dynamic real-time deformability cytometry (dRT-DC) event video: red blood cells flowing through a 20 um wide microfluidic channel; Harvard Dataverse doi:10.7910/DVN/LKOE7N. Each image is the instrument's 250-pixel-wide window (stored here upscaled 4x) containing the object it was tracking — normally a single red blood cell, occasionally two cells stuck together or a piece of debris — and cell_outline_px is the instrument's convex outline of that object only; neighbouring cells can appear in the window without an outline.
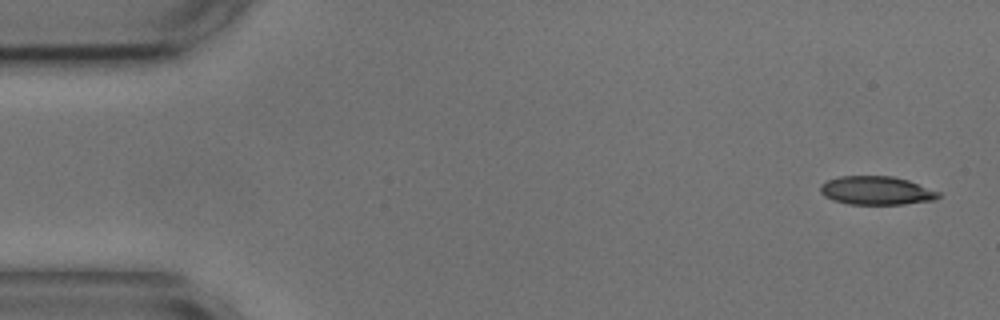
{"species": "common noctule bat (a hibernating species)", "species_latin": "Nyctalus noctula", "temperature_condition": "cold", "stored_images_in_passage": 4, "camera_frame_rate_fps": 3000, "um_per_image_px": 0.085, "animal": {"sex": "male", "body_mass_g": 17.9, "forearm_length_mm": 54.2}, "frame": {"image": 1, "passage_image": 1, "time_ms": 0.0, "image_size_px": [1000, 320], "cell_outline_px": [[940, 196], [936, 200], [904, 204], [848, 204], [832, 200], [824, 196], [820, 192], [820, 184], [828, 180], [840, 176], [892, 176], [908, 180], [940, 192]], "centroid_in_image_um": [74.49, 16.2], "position_along_channel_um": 10.5, "area_um2": 19.71}}
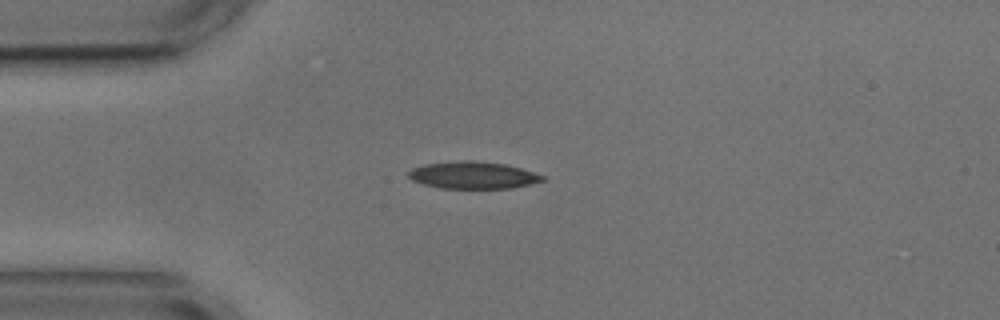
{"frame": {"image": 2, "passage_image": 4, "time_ms": 3.667, "image_size_px": [1000, 320], "cell_outline_px": [[548, 176], [544, 180], [512, 188], [440, 188], [424, 184], [412, 180], [408, 176], [408, 172], [412, 168], [424, 164], [464, 160], [472, 160], [504, 164], [520, 168]], "centroid_in_image_um": [40.21, 14.89], "position_along_channel_um": 44.8, "area_um2": 21.1}}